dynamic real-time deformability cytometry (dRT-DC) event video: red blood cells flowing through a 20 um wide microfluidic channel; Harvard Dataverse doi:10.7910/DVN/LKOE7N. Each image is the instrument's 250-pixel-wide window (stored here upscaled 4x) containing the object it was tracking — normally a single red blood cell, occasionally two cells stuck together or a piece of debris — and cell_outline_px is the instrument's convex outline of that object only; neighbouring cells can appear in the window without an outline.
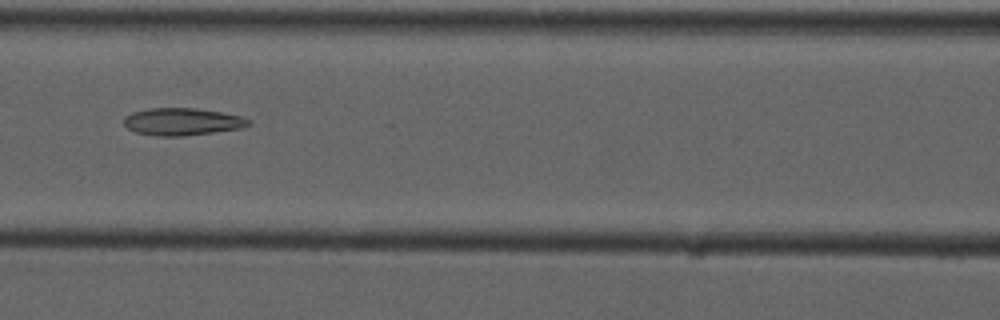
{"species": "common noctule bat (a hibernating species)", "species_latin": "Nyctalus noctula", "temperature_condition": "cold", "stored_images_in_passage": 4, "camera_frame_rate_fps": 3000, "um_per_image_px": 0.085, "animal": {"sex": "male", "forearm_length_mm": 52.5}, "frame": {"image": 1, "passage_image": 3, "time_ms": 2.0, "image_size_px": [1000, 320], "cell_outline_px": [[252, 124], [240, 128], [212, 132], [180, 136], [156, 136], [136, 132], [128, 128], [124, 124], [124, 116], [132, 112], [148, 108], [196, 108], [220, 112], [240, 116], [252, 120]], "centroid_in_image_um": [15.47, 10.33], "position_along_channel_um": 151.1, "area_um2": 19.77}}
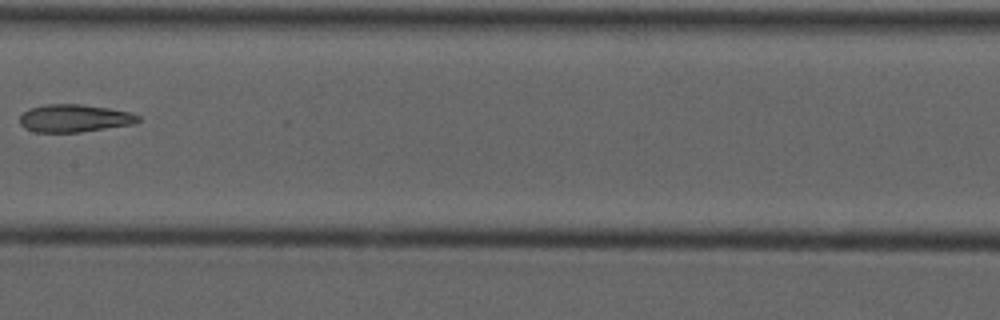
{"frame": {"image": 2, "passage_image": 4, "time_ms": 3.333, "image_size_px": [1000, 320], "cell_outline_px": [[140, 120], [136, 124], [80, 132], [36, 132], [24, 128], [20, 124], [20, 116], [28, 108], [48, 104], [80, 104], [108, 108], [128, 112], [140, 116]], "centroid_in_image_um": [6.32, 10.05], "position_along_channel_um": 201.1, "area_um2": 19.13}}